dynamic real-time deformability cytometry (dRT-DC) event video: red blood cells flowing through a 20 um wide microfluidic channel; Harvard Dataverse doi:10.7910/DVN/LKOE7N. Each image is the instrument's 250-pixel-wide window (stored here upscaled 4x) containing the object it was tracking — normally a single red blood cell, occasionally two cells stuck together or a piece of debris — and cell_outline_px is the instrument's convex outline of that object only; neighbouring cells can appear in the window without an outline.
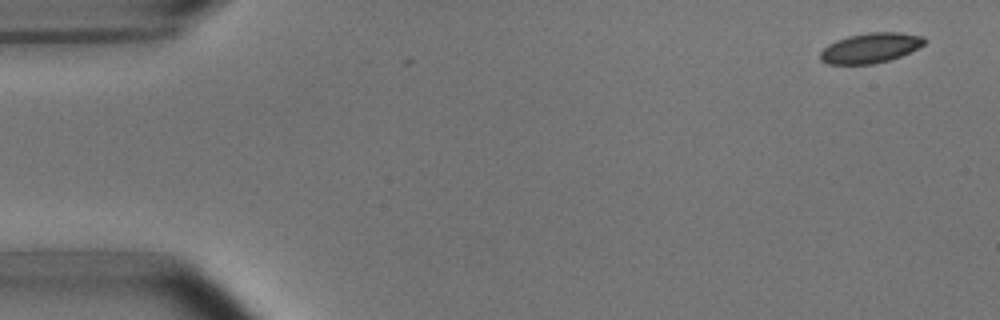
{"species": "common noctule bat (a hibernating species)", "species_latin": "Nyctalus noctula", "temperature_condition": "room temperature", "stored_images_in_passage": 4, "camera_frame_rate_fps": 3000, "um_per_image_px": 0.085, "animal": {"sex": "male", "body_mass_g": 15.6}, "frame": {"image": 1, "passage_image": 1, "time_ms": 0.0, "image_size_px": [1000, 320], "cell_outline_px": [[928, 40], [924, 44], [900, 56], [888, 60], [872, 64], [828, 64], [820, 60], [820, 52], [828, 44], [836, 40], [848, 36], [868, 32], [900, 32], [924, 36]], "centroid_in_image_um": [73.98, 4.06], "position_along_channel_um": 11.0, "area_um2": 18.21}}
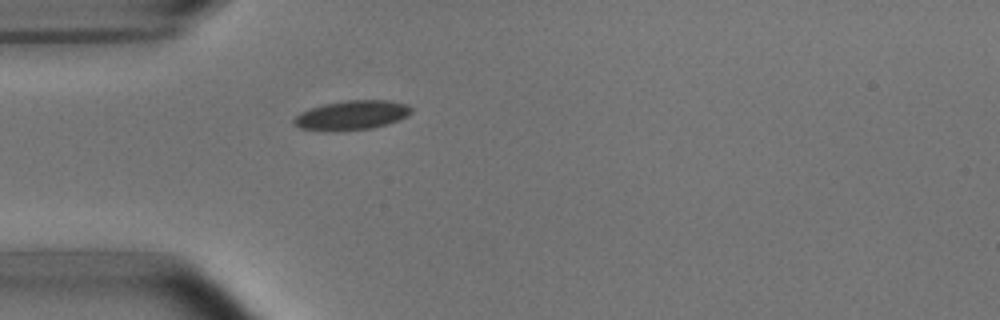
{"frame": {"image": 2, "passage_image": 4, "time_ms": 4.333, "image_size_px": [1000, 320], "cell_outline_px": [[412, 112], [408, 116], [400, 120], [388, 124], [372, 128], [332, 132], [300, 128], [292, 124], [292, 120], [300, 112], [324, 104], [344, 100], [388, 100], [408, 104], [412, 108]], "centroid_in_image_um": [29.91, 9.8], "position_along_channel_um": 55.1, "area_um2": 20.4}}